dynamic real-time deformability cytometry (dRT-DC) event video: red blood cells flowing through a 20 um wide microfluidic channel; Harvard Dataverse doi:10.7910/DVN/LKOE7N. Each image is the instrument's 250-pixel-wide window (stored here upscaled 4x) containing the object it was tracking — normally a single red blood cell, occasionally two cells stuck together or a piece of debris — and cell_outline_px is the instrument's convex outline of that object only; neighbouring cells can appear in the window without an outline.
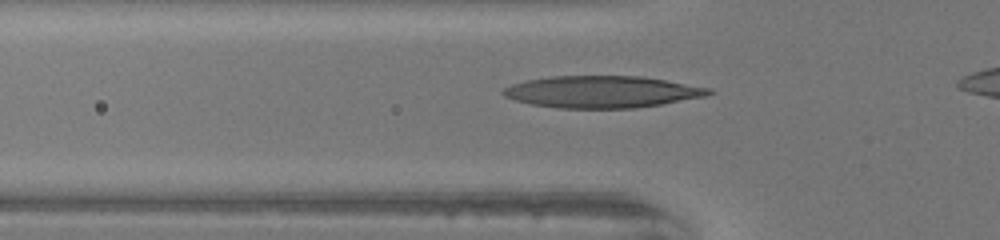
{"species": "human", "species_latin": "Homo sapiens", "temperature_condition": "warm", "stored_images_in_passage": 32, "camera_frame_rate_fps": 3000, "um_per_image_px": 0.085, "donor": {"sex": "female"}, "frame": {"image": 1, "passage_image": 5, "time_ms": 1.333, "image_size_px": [1000, 240], "cell_outline_px": [[716, 92], [704, 96], [660, 104], [632, 108], [560, 108], [532, 104], [516, 100], [504, 96], [500, 92], [504, 88], [512, 84], [528, 80], [552, 76], [644, 76], [712, 88]], "centroid_in_image_um": [51.19, 7.79], "position_along_channel_um": 74.6, "area_um2": 38.03}}
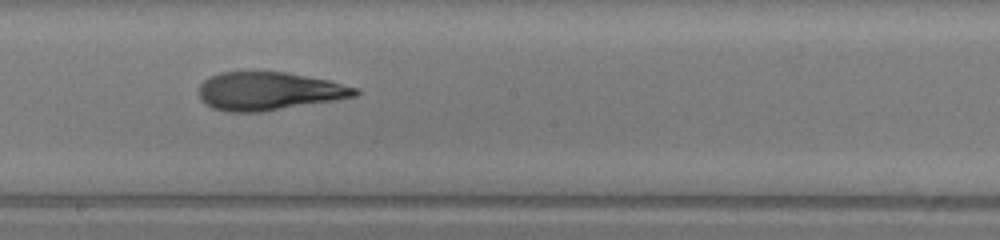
{"frame": {"image": 2, "passage_image": 16, "time_ms": 5.0, "image_size_px": [1000, 240], "cell_outline_px": [[360, 92], [356, 96], [336, 100], [260, 112], [228, 112], [212, 108], [200, 100], [200, 84], [204, 80], [220, 72], [284, 72], [328, 80], [360, 88]], "centroid_in_image_um": [22.87, 7.75], "position_along_channel_um": 225.3, "area_um2": 34.68}}
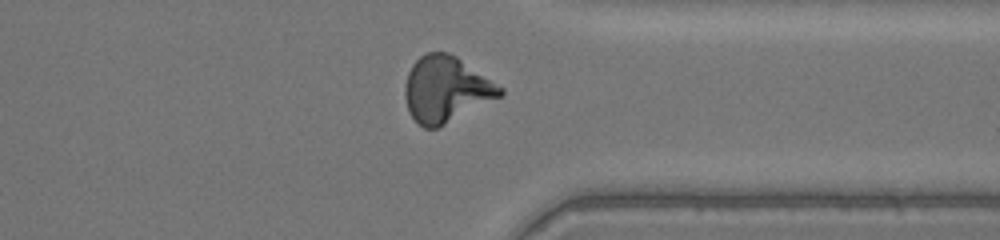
{"frame": {"image": 3, "passage_image": 27, "time_ms": 8.667, "image_size_px": [1000, 240], "cell_outline_px": [[504, 92], [500, 96], [436, 128], [424, 128], [408, 112], [404, 96], [404, 88], [408, 72], [412, 64], [424, 52], [448, 52], [456, 56], [504, 88]], "centroid_in_image_um": [37.87, 7.56], "position_along_channel_um": 373.5, "area_um2": 36.07}, "authors_computed_cell_mechanics": {"area_um2": 35.1424, "velocity_mm_per_s": 4.1106, "shape_relaxation_time_tau1_ms": 11.2338, "shape_relaxation_time_tau2_ms": 2.0914, "deformation_change_tau1": 0.4058, "deformation_change_tau2": 0.1105}}